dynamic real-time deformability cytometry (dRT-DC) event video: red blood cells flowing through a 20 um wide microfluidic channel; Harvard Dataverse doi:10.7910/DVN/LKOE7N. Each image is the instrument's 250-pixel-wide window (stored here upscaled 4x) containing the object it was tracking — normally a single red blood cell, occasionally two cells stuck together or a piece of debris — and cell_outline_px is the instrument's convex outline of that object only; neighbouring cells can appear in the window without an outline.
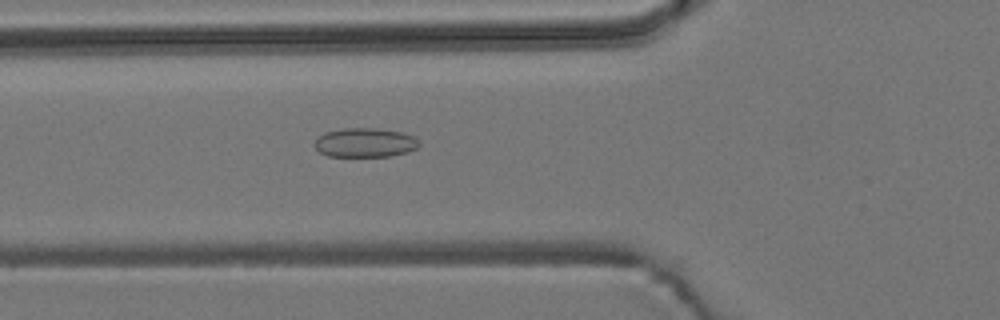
{"species": "common noctule bat (a hibernating species)", "species_latin": "Nyctalus noctula", "temperature_condition": "room temperature", "stored_images_in_passage": 6, "camera_frame_rate_fps": 3000, "um_per_image_px": 0.085, "animal": {"sex": "male", "body_mass_g": 19.2, "forearm_length_mm": 51.8}, "frame": {"image": 1, "passage_image": 6, "time_ms": 1.667, "image_size_px": [1000, 320], "cell_outline_px": [[420, 144], [416, 148], [408, 152], [392, 156], [328, 156], [320, 152], [312, 144], [316, 136], [324, 132], [340, 128], [376, 128], [400, 132], [412, 136], [420, 140]], "centroid_in_image_um": [30.98, 12.11], "position_along_channel_um": 94.8, "area_um2": 18.03}}